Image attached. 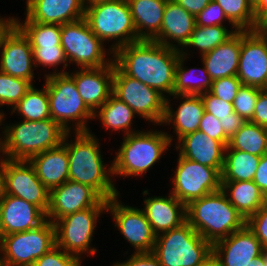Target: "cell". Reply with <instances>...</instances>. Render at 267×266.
<instances>
[{
    "mask_svg": "<svg viewBox=\"0 0 267 266\" xmlns=\"http://www.w3.org/2000/svg\"><path fill=\"white\" fill-rule=\"evenodd\" d=\"M154 130L143 129L123 137L112 161L113 177H142L170 151L172 143L166 130Z\"/></svg>",
    "mask_w": 267,
    "mask_h": 266,
    "instance_id": "cell-5",
    "label": "cell"
},
{
    "mask_svg": "<svg viewBox=\"0 0 267 266\" xmlns=\"http://www.w3.org/2000/svg\"><path fill=\"white\" fill-rule=\"evenodd\" d=\"M179 57L180 50L153 40H140L117 49L113 61L125 75L171 98Z\"/></svg>",
    "mask_w": 267,
    "mask_h": 266,
    "instance_id": "cell-1",
    "label": "cell"
},
{
    "mask_svg": "<svg viewBox=\"0 0 267 266\" xmlns=\"http://www.w3.org/2000/svg\"><path fill=\"white\" fill-rule=\"evenodd\" d=\"M3 194L2 157L0 156V199Z\"/></svg>",
    "mask_w": 267,
    "mask_h": 266,
    "instance_id": "cell-58",
    "label": "cell"
},
{
    "mask_svg": "<svg viewBox=\"0 0 267 266\" xmlns=\"http://www.w3.org/2000/svg\"><path fill=\"white\" fill-rule=\"evenodd\" d=\"M84 19L99 39L108 44L112 42L109 49L113 53L123 46L140 41L127 0H111L88 6Z\"/></svg>",
    "mask_w": 267,
    "mask_h": 266,
    "instance_id": "cell-8",
    "label": "cell"
},
{
    "mask_svg": "<svg viewBox=\"0 0 267 266\" xmlns=\"http://www.w3.org/2000/svg\"><path fill=\"white\" fill-rule=\"evenodd\" d=\"M142 194L144 206L141 209L156 236L177 228L187 221L186 205L176 199L170 191L167 196L158 197L150 196L148 189Z\"/></svg>",
    "mask_w": 267,
    "mask_h": 266,
    "instance_id": "cell-23",
    "label": "cell"
},
{
    "mask_svg": "<svg viewBox=\"0 0 267 266\" xmlns=\"http://www.w3.org/2000/svg\"><path fill=\"white\" fill-rule=\"evenodd\" d=\"M114 61L100 68L78 69L68 72L85 105L94 113L112 94Z\"/></svg>",
    "mask_w": 267,
    "mask_h": 266,
    "instance_id": "cell-21",
    "label": "cell"
},
{
    "mask_svg": "<svg viewBox=\"0 0 267 266\" xmlns=\"http://www.w3.org/2000/svg\"><path fill=\"white\" fill-rule=\"evenodd\" d=\"M102 198L89 186L67 180L50 190L47 220H56L77 211L95 207Z\"/></svg>",
    "mask_w": 267,
    "mask_h": 266,
    "instance_id": "cell-19",
    "label": "cell"
},
{
    "mask_svg": "<svg viewBox=\"0 0 267 266\" xmlns=\"http://www.w3.org/2000/svg\"><path fill=\"white\" fill-rule=\"evenodd\" d=\"M2 106L4 107V105H3V103H2V101L0 100V108H2ZM5 113H4V110H0V117L3 119V120H5Z\"/></svg>",
    "mask_w": 267,
    "mask_h": 266,
    "instance_id": "cell-60",
    "label": "cell"
},
{
    "mask_svg": "<svg viewBox=\"0 0 267 266\" xmlns=\"http://www.w3.org/2000/svg\"><path fill=\"white\" fill-rule=\"evenodd\" d=\"M34 0H26V7L30 5Z\"/></svg>",
    "mask_w": 267,
    "mask_h": 266,
    "instance_id": "cell-64",
    "label": "cell"
},
{
    "mask_svg": "<svg viewBox=\"0 0 267 266\" xmlns=\"http://www.w3.org/2000/svg\"><path fill=\"white\" fill-rule=\"evenodd\" d=\"M228 145L232 149L261 157L267 153V128L246 121L230 138Z\"/></svg>",
    "mask_w": 267,
    "mask_h": 266,
    "instance_id": "cell-36",
    "label": "cell"
},
{
    "mask_svg": "<svg viewBox=\"0 0 267 266\" xmlns=\"http://www.w3.org/2000/svg\"><path fill=\"white\" fill-rule=\"evenodd\" d=\"M152 253L161 266H202L212 257V244L186 221L157 235Z\"/></svg>",
    "mask_w": 267,
    "mask_h": 266,
    "instance_id": "cell-6",
    "label": "cell"
},
{
    "mask_svg": "<svg viewBox=\"0 0 267 266\" xmlns=\"http://www.w3.org/2000/svg\"><path fill=\"white\" fill-rule=\"evenodd\" d=\"M200 96L203 100L206 112L211 113L219 120L232 117V113L234 112L233 103L225 102L209 91Z\"/></svg>",
    "mask_w": 267,
    "mask_h": 266,
    "instance_id": "cell-44",
    "label": "cell"
},
{
    "mask_svg": "<svg viewBox=\"0 0 267 266\" xmlns=\"http://www.w3.org/2000/svg\"><path fill=\"white\" fill-rule=\"evenodd\" d=\"M202 266H220L213 257H211L204 265Z\"/></svg>",
    "mask_w": 267,
    "mask_h": 266,
    "instance_id": "cell-59",
    "label": "cell"
},
{
    "mask_svg": "<svg viewBox=\"0 0 267 266\" xmlns=\"http://www.w3.org/2000/svg\"><path fill=\"white\" fill-rule=\"evenodd\" d=\"M2 174L3 194L24 199L47 214L50 191L39 180L29 160L2 157Z\"/></svg>",
    "mask_w": 267,
    "mask_h": 266,
    "instance_id": "cell-14",
    "label": "cell"
},
{
    "mask_svg": "<svg viewBox=\"0 0 267 266\" xmlns=\"http://www.w3.org/2000/svg\"><path fill=\"white\" fill-rule=\"evenodd\" d=\"M242 82L237 76L213 80L209 92L228 103H233Z\"/></svg>",
    "mask_w": 267,
    "mask_h": 266,
    "instance_id": "cell-43",
    "label": "cell"
},
{
    "mask_svg": "<svg viewBox=\"0 0 267 266\" xmlns=\"http://www.w3.org/2000/svg\"><path fill=\"white\" fill-rule=\"evenodd\" d=\"M0 16V47L4 37L9 33V31L15 26L16 17H2Z\"/></svg>",
    "mask_w": 267,
    "mask_h": 266,
    "instance_id": "cell-54",
    "label": "cell"
},
{
    "mask_svg": "<svg viewBox=\"0 0 267 266\" xmlns=\"http://www.w3.org/2000/svg\"><path fill=\"white\" fill-rule=\"evenodd\" d=\"M237 31L238 30L236 28L231 29V27L229 30V27H226L225 24L215 26L196 25L190 35L189 40L180 50V54L186 56L189 59L191 52L190 47H193L194 49L199 50L198 52L201 57L202 55L207 54L209 51H212L218 45L225 43Z\"/></svg>",
    "mask_w": 267,
    "mask_h": 266,
    "instance_id": "cell-33",
    "label": "cell"
},
{
    "mask_svg": "<svg viewBox=\"0 0 267 266\" xmlns=\"http://www.w3.org/2000/svg\"><path fill=\"white\" fill-rule=\"evenodd\" d=\"M198 130L207 134L210 138L222 142L226 147L229 144L230 139L225 135L220 120L211 113L204 112Z\"/></svg>",
    "mask_w": 267,
    "mask_h": 266,
    "instance_id": "cell-47",
    "label": "cell"
},
{
    "mask_svg": "<svg viewBox=\"0 0 267 266\" xmlns=\"http://www.w3.org/2000/svg\"><path fill=\"white\" fill-rule=\"evenodd\" d=\"M33 84L23 78L13 77L0 71V100L12 109Z\"/></svg>",
    "mask_w": 267,
    "mask_h": 266,
    "instance_id": "cell-40",
    "label": "cell"
},
{
    "mask_svg": "<svg viewBox=\"0 0 267 266\" xmlns=\"http://www.w3.org/2000/svg\"><path fill=\"white\" fill-rule=\"evenodd\" d=\"M264 205L267 206V193L264 194Z\"/></svg>",
    "mask_w": 267,
    "mask_h": 266,
    "instance_id": "cell-63",
    "label": "cell"
},
{
    "mask_svg": "<svg viewBox=\"0 0 267 266\" xmlns=\"http://www.w3.org/2000/svg\"><path fill=\"white\" fill-rule=\"evenodd\" d=\"M5 122H7V121H4V120L0 117V126H2L3 123H5ZM0 129H3V127H0ZM0 131H3V130H0ZM1 141H2V136H1V134H0V144H1Z\"/></svg>",
    "mask_w": 267,
    "mask_h": 266,
    "instance_id": "cell-61",
    "label": "cell"
},
{
    "mask_svg": "<svg viewBox=\"0 0 267 266\" xmlns=\"http://www.w3.org/2000/svg\"><path fill=\"white\" fill-rule=\"evenodd\" d=\"M186 214L191 227L211 244L246 225L221 189L191 201L186 206Z\"/></svg>",
    "mask_w": 267,
    "mask_h": 266,
    "instance_id": "cell-4",
    "label": "cell"
},
{
    "mask_svg": "<svg viewBox=\"0 0 267 266\" xmlns=\"http://www.w3.org/2000/svg\"><path fill=\"white\" fill-rule=\"evenodd\" d=\"M3 124L0 156L13 160H29L34 155L57 147L68 133L51 118L40 121H14Z\"/></svg>",
    "mask_w": 267,
    "mask_h": 266,
    "instance_id": "cell-3",
    "label": "cell"
},
{
    "mask_svg": "<svg viewBox=\"0 0 267 266\" xmlns=\"http://www.w3.org/2000/svg\"><path fill=\"white\" fill-rule=\"evenodd\" d=\"M175 144V151L191 161L216 168L222 173L226 146L200 130L185 135Z\"/></svg>",
    "mask_w": 267,
    "mask_h": 266,
    "instance_id": "cell-26",
    "label": "cell"
},
{
    "mask_svg": "<svg viewBox=\"0 0 267 266\" xmlns=\"http://www.w3.org/2000/svg\"><path fill=\"white\" fill-rule=\"evenodd\" d=\"M107 1H111V0H82L84 8L98 4V3L107 2Z\"/></svg>",
    "mask_w": 267,
    "mask_h": 266,
    "instance_id": "cell-57",
    "label": "cell"
},
{
    "mask_svg": "<svg viewBox=\"0 0 267 266\" xmlns=\"http://www.w3.org/2000/svg\"><path fill=\"white\" fill-rule=\"evenodd\" d=\"M127 260L115 262L112 266H161L158 258L152 253H132Z\"/></svg>",
    "mask_w": 267,
    "mask_h": 266,
    "instance_id": "cell-48",
    "label": "cell"
},
{
    "mask_svg": "<svg viewBox=\"0 0 267 266\" xmlns=\"http://www.w3.org/2000/svg\"><path fill=\"white\" fill-rule=\"evenodd\" d=\"M177 159L170 193L186 206L221 189V173L216 168L186 159L179 153Z\"/></svg>",
    "mask_w": 267,
    "mask_h": 266,
    "instance_id": "cell-13",
    "label": "cell"
},
{
    "mask_svg": "<svg viewBox=\"0 0 267 266\" xmlns=\"http://www.w3.org/2000/svg\"><path fill=\"white\" fill-rule=\"evenodd\" d=\"M10 111L11 115L17 113L20 119L23 118L22 120L26 121H40L51 118L46 84H43L41 89H37L36 86L32 85Z\"/></svg>",
    "mask_w": 267,
    "mask_h": 266,
    "instance_id": "cell-35",
    "label": "cell"
},
{
    "mask_svg": "<svg viewBox=\"0 0 267 266\" xmlns=\"http://www.w3.org/2000/svg\"><path fill=\"white\" fill-rule=\"evenodd\" d=\"M82 0H34L25 10V20L16 17L15 22H37L63 25L84 18Z\"/></svg>",
    "mask_w": 267,
    "mask_h": 266,
    "instance_id": "cell-24",
    "label": "cell"
},
{
    "mask_svg": "<svg viewBox=\"0 0 267 266\" xmlns=\"http://www.w3.org/2000/svg\"><path fill=\"white\" fill-rule=\"evenodd\" d=\"M168 0H127L140 40H152L161 30Z\"/></svg>",
    "mask_w": 267,
    "mask_h": 266,
    "instance_id": "cell-29",
    "label": "cell"
},
{
    "mask_svg": "<svg viewBox=\"0 0 267 266\" xmlns=\"http://www.w3.org/2000/svg\"><path fill=\"white\" fill-rule=\"evenodd\" d=\"M68 132L63 143L69 158V180L92 188L102 199L119 196L113 177V164H105L98 137L89 132ZM75 139V140H73Z\"/></svg>",
    "mask_w": 267,
    "mask_h": 266,
    "instance_id": "cell-2",
    "label": "cell"
},
{
    "mask_svg": "<svg viewBox=\"0 0 267 266\" xmlns=\"http://www.w3.org/2000/svg\"><path fill=\"white\" fill-rule=\"evenodd\" d=\"M55 246V226L46 220L39 227L1 236L0 251L5 266H32Z\"/></svg>",
    "mask_w": 267,
    "mask_h": 266,
    "instance_id": "cell-12",
    "label": "cell"
},
{
    "mask_svg": "<svg viewBox=\"0 0 267 266\" xmlns=\"http://www.w3.org/2000/svg\"><path fill=\"white\" fill-rule=\"evenodd\" d=\"M0 266H5L1 251H0Z\"/></svg>",
    "mask_w": 267,
    "mask_h": 266,
    "instance_id": "cell-62",
    "label": "cell"
},
{
    "mask_svg": "<svg viewBox=\"0 0 267 266\" xmlns=\"http://www.w3.org/2000/svg\"><path fill=\"white\" fill-rule=\"evenodd\" d=\"M259 156L249 154L229 145L225 148L224 166L221 181L253 180L260 161Z\"/></svg>",
    "mask_w": 267,
    "mask_h": 266,
    "instance_id": "cell-34",
    "label": "cell"
},
{
    "mask_svg": "<svg viewBox=\"0 0 267 266\" xmlns=\"http://www.w3.org/2000/svg\"><path fill=\"white\" fill-rule=\"evenodd\" d=\"M29 162L39 180L49 191L69 180V158L64 143L34 155Z\"/></svg>",
    "mask_w": 267,
    "mask_h": 266,
    "instance_id": "cell-27",
    "label": "cell"
},
{
    "mask_svg": "<svg viewBox=\"0 0 267 266\" xmlns=\"http://www.w3.org/2000/svg\"><path fill=\"white\" fill-rule=\"evenodd\" d=\"M193 16H197L212 0H173Z\"/></svg>",
    "mask_w": 267,
    "mask_h": 266,
    "instance_id": "cell-52",
    "label": "cell"
},
{
    "mask_svg": "<svg viewBox=\"0 0 267 266\" xmlns=\"http://www.w3.org/2000/svg\"><path fill=\"white\" fill-rule=\"evenodd\" d=\"M195 26V16L173 0H168L163 12L161 30L152 40L181 50L189 40Z\"/></svg>",
    "mask_w": 267,
    "mask_h": 266,
    "instance_id": "cell-25",
    "label": "cell"
},
{
    "mask_svg": "<svg viewBox=\"0 0 267 266\" xmlns=\"http://www.w3.org/2000/svg\"><path fill=\"white\" fill-rule=\"evenodd\" d=\"M196 25L198 26H215L223 25L228 21L225 12L220 5L212 0L196 17Z\"/></svg>",
    "mask_w": 267,
    "mask_h": 266,
    "instance_id": "cell-45",
    "label": "cell"
},
{
    "mask_svg": "<svg viewBox=\"0 0 267 266\" xmlns=\"http://www.w3.org/2000/svg\"><path fill=\"white\" fill-rule=\"evenodd\" d=\"M264 8H267V0H253V11L255 16Z\"/></svg>",
    "mask_w": 267,
    "mask_h": 266,
    "instance_id": "cell-55",
    "label": "cell"
},
{
    "mask_svg": "<svg viewBox=\"0 0 267 266\" xmlns=\"http://www.w3.org/2000/svg\"><path fill=\"white\" fill-rule=\"evenodd\" d=\"M113 197L107 202V212L112 215L115 229L118 228L121 236L129 242L134 253H150L153 251L156 235L141 208L123 204ZM122 202V203H121Z\"/></svg>",
    "mask_w": 267,
    "mask_h": 266,
    "instance_id": "cell-15",
    "label": "cell"
},
{
    "mask_svg": "<svg viewBox=\"0 0 267 266\" xmlns=\"http://www.w3.org/2000/svg\"><path fill=\"white\" fill-rule=\"evenodd\" d=\"M243 85L267 90V36L241 31L237 75Z\"/></svg>",
    "mask_w": 267,
    "mask_h": 266,
    "instance_id": "cell-16",
    "label": "cell"
},
{
    "mask_svg": "<svg viewBox=\"0 0 267 266\" xmlns=\"http://www.w3.org/2000/svg\"><path fill=\"white\" fill-rule=\"evenodd\" d=\"M221 190L245 220L264 205V194L253 180L221 181Z\"/></svg>",
    "mask_w": 267,
    "mask_h": 266,
    "instance_id": "cell-30",
    "label": "cell"
},
{
    "mask_svg": "<svg viewBox=\"0 0 267 266\" xmlns=\"http://www.w3.org/2000/svg\"><path fill=\"white\" fill-rule=\"evenodd\" d=\"M172 99H180L179 105L174 110L170 98H166L165 115L161 125L163 127L164 125H169L170 127L171 124L173 127L172 133H175L173 134L175 136L168 134L169 132L166 133L171 143H174L176 140L178 142L185 135L198 130L205 107L200 95H172Z\"/></svg>",
    "mask_w": 267,
    "mask_h": 266,
    "instance_id": "cell-22",
    "label": "cell"
},
{
    "mask_svg": "<svg viewBox=\"0 0 267 266\" xmlns=\"http://www.w3.org/2000/svg\"><path fill=\"white\" fill-rule=\"evenodd\" d=\"M251 122L267 128V90L263 89L255 104V110Z\"/></svg>",
    "mask_w": 267,
    "mask_h": 266,
    "instance_id": "cell-49",
    "label": "cell"
},
{
    "mask_svg": "<svg viewBox=\"0 0 267 266\" xmlns=\"http://www.w3.org/2000/svg\"><path fill=\"white\" fill-rule=\"evenodd\" d=\"M29 39L31 48L61 46V25L37 22H15Z\"/></svg>",
    "mask_w": 267,
    "mask_h": 266,
    "instance_id": "cell-37",
    "label": "cell"
},
{
    "mask_svg": "<svg viewBox=\"0 0 267 266\" xmlns=\"http://www.w3.org/2000/svg\"><path fill=\"white\" fill-rule=\"evenodd\" d=\"M252 32L267 36V8L262 9L256 16Z\"/></svg>",
    "mask_w": 267,
    "mask_h": 266,
    "instance_id": "cell-53",
    "label": "cell"
},
{
    "mask_svg": "<svg viewBox=\"0 0 267 266\" xmlns=\"http://www.w3.org/2000/svg\"><path fill=\"white\" fill-rule=\"evenodd\" d=\"M33 61L35 68H39L40 65L44 68H52L51 71L44 73V77L53 74H65L68 73L67 67H69L68 60L66 58L64 49L62 46L55 47H43V48H32ZM63 64V65H62ZM63 66L62 70H58V66ZM54 68V69H53Z\"/></svg>",
    "mask_w": 267,
    "mask_h": 266,
    "instance_id": "cell-39",
    "label": "cell"
},
{
    "mask_svg": "<svg viewBox=\"0 0 267 266\" xmlns=\"http://www.w3.org/2000/svg\"><path fill=\"white\" fill-rule=\"evenodd\" d=\"M248 266H265V252L252 260Z\"/></svg>",
    "mask_w": 267,
    "mask_h": 266,
    "instance_id": "cell-56",
    "label": "cell"
},
{
    "mask_svg": "<svg viewBox=\"0 0 267 266\" xmlns=\"http://www.w3.org/2000/svg\"><path fill=\"white\" fill-rule=\"evenodd\" d=\"M34 69L30 41L15 25L4 37L0 47V71L26 79L34 85Z\"/></svg>",
    "mask_w": 267,
    "mask_h": 266,
    "instance_id": "cell-18",
    "label": "cell"
},
{
    "mask_svg": "<svg viewBox=\"0 0 267 266\" xmlns=\"http://www.w3.org/2000/svg\"><path fill=\"white\" fill-rule=\"evenodd\" d=\"M43 78L49 96L51 119L67 132H89L90 126L87 125L93 120V112L83 102L74 79L68 73Z\"/></svg>",
    "mask_w": 267,
    "mask_h": 266,
    "instance_id": "cell-7",
    "label": "cell"
},
{
    "mask_svg": "<svg viewBox=\"0 0 267 266\" xmlns=\"http://www.w3.org/2000/svg\"><path fill=\"white\" fill-rule=\"evenodd\" d=\"M253 181L263 194L267 193V153L261 156Z\"/></svg>",
    "mask_w": 267,
    "mask_h": 266,
    "instance_id": "cell-51",
    "label": "cell"
},
{
    "mask_svg": "<svg viewBox=\"0 0 267 266\" xmlns=\"http://www.w3.org/2000/svg\"><path fill=\"white\" fill-rule=\"evenodd\" d=\"M32 266H83L82 260L56 245L38 258Z\"/></svg>",
    "mask_w": 267,
    "mask_h": 266,
    "instance_id": "cell-42",
    "label": "cell"
},
{
    "mask_svg": "<svg viewBox=\"0 0 267 266\" xmlns=\"http://www.w3.org/2000/svg\"><path fill=\"white\" fill-rule=\"evenodd\" d=\"M47 220L46 214L24 199L2 194L0 199L1 236L32 230Z\"/></svg>",
    "mask_w": 267,
    "mask_h": 266,
    "instance_id": "cell-20",
    "label": "cell"
},
{
    "mask_svg": "<svg viewBox=\"0 0 267 266\" xmlns=\"http://www.w3.org/2000/svg\"><path fill=\"white\" fill-rule=\"evenodd\" d=\"M108 200L102 199L95 207L68 214L54 222L55 245L82 260V255L96 256L91 245L99 217L107 212Z\"/></svg>",
    "mask_w": 267,
    "mask_h": 266,
    "instance_id": "cell-9",
    "label": "cell"
},
{
    "mask_svg": "<svg viewBox=\"0 0 267 266\" xmlns=\"http://www.w3.org/2000/svg\"><path fill=\"white\" fill-rule=\"evenodd\" d=\"M245 122L246 121L235 112L232 113V117L220 119L221 127L229 139L243 126Z\"/></svg>",
    "mask_w": 267,
    "mask_h": 266,
    "instance_id": "cell-50",
    "label": "cell"
},
{
    "mask_svg": "<svg viewBox=\"0 0 267 266\" xmlns=\"http://www.w3.org/2000/svg\"><path fill=\"white\" fill-rule=\"evenodd\" d=\"M112 94L149 124L161 126L166 97L156 89L125 75L116 65L112 78Z\"/></svg>",
    "mask_w": 267,
    "mask_h": 266,
    "instance_id": "cell-11",
    "label": "cell"
},
{
    "mask_svg": "<svg viewBox=\"0 0 267 266\" xmlns=\"http://www.w3.org/2000/svg\"><path fill=\"white\" fill-rule=\"evenodd\" d=\"M241 47V31L200 58L212 80L236 76Z\"/></svg>",
    "mask_w": 267,
    "mask_h": 266,
    "instance_id": "cell-28",
    "label": "cell"
},
{
    "mask_svg": "<svg viewBox=\"0 0 267 266\" xmlns=\"http://www.w3.org/2000/svg\"><path fill=\"white\" fill-rule=\"evenodd\" d=\"M265 251L247 225L212 244V257L220 266H248Z\"/></svg>",
    "mask_w": 267,
    "mask_h": 266,
    "instance_id": "cell-17",
    "label": "cell"
},
{
    "mask_svg": "<svg viewBox=\"0 0 267 266\" xmlns=\"http://www.w3.org/2000/svg\"><path fill=\"white\" fill-rule=\"evenodd\" d=\"M262 90L258 87L242 85L233 100L234 112L245 121H251L258 95Z\"/></svg>",
    "mask_w": 267,
    "mask_h": 266,
    "instance_id": "cell-41",
    "label": "cell"
},
{
    "mask_svg": "<svg viewBox=\"0 0 267 266\" xmlns=\"http://www.w3.org/2000/svg\"><path fill=\"white\" fill-rule=\"evenodd\" d=\"M265 266H267V251H265Z\"/></svg>",
    "mask_w": 267,
    "mask_h": 266,
    "instance_id": "cell-65",
    "label": "cell"
},
{
    "mask_svg": "<svg viewBox=\"0 0 267 266\" xmlns=\"http://www.w3.org/2000/svg\"><path fill=\"white\" fill-rule=\"evenodd\" d=\"M225 12L229 26L238 31H251L255 22L253 0H214Z\"/></svg>",
    "mask_w": 267,
    "mask_h": 266,
    "instance_id": "cell-38",
    "label": "cell"
},
{
    "mask_svg": "<svg viewBox=\"0 0 267 266\" xmlns=\"http://www.w3.org/2000/svg\"><path fill=\"white\" fill-rule=\"evenodd\" d=\"M246 225L267 251V206L263 205L255 214L250 216L246 220Z\"/></svg>",
    "mask_w": 267,
    "mask_h": 266,
    "instance_id": "cell-46",
    "label": "cell"
},
{
    "mask_svg": "<svg viewBox=\"0 0 267 266\" xmlns=\"http://www.w3.org/2000/svg\"><path fill=\"white\" fill-rule=\"evenodd\" d=\"M138 116L125 102L113 94L93 113V119H99L101 126L112 132H124V136L140 130L133 129V119Z\"/></svg>",
    "mask_w": 267,
    "mask_h": 266,
    "instance_id": "cell-31",
    "label": "cell"
},
{
    "mask_svg": "<svg viewBox=\"0 0 267 266\" xmlns=\"http://www.w3.org/2000/svg\"><path fill=\"white\" fill-rule=\"evenodd\" d=\"M61 46L68 63H75L76 69L100 68L113 62V51L105 48L84 18L61 25Z\"/></svg>",
    "mask_w": 267,
    "mask_h": 266,
    "instance_id": "cell-10",
    "label": "cell"
},
{
    "mask_svg": "<svg viewBox=\"0 0 267 266\" xmlns=\"http://www.w3.org/2000/svg\"><path fill=\"white\" fill-rule=\"evenodd\" d=\"M185 60H188L187 57L180 54L175 67L173 95H201L208 92L213 80L208 74L205 65L203 64L202 68L194 67L188 69V67H184ZM196 71L199 75L196 74Z\"/></svg>",
    "mask_w": 267,
    "mask_h": 266,
    "instance_id": "cell-32",
    "label": "cell"
}]
</instances>
